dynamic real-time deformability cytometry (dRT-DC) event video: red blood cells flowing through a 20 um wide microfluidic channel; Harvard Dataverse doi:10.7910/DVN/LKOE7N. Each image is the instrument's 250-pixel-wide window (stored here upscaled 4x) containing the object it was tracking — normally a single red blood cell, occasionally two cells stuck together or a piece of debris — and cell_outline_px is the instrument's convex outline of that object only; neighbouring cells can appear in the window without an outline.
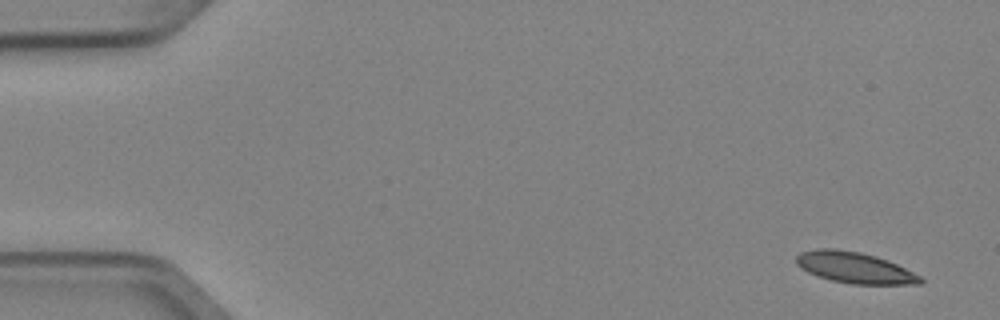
{"species": "Egyptian fruit bat (a non-hibernating species)", "species_latin": "Rousettus aegyptiacus", "temperature_condition": "cold", "stored_images_in_passage": 7, "camera_frame_rate_fps": 3000, "um_per_image_px": 0.085, "animal": {"sex": "female"}, "frame": {"image": 1, "passage_image": 1, "time_ms": 0.0, "image_size_px": [1000, 320], "cell_outline_px": [[924, 280], [920, 284], [852, 284], [832, 280], [808, 272], [800, 268], [796, 264], [796, 256], [800, 252], [820, 248], [836, 248], [860, 252], [876, 256], [888, 260], [920, 276]], "centroid_in_image_um": [72.62, 22.74], "position_along_channel_um": 12.4, "area_um2": 22.37}}
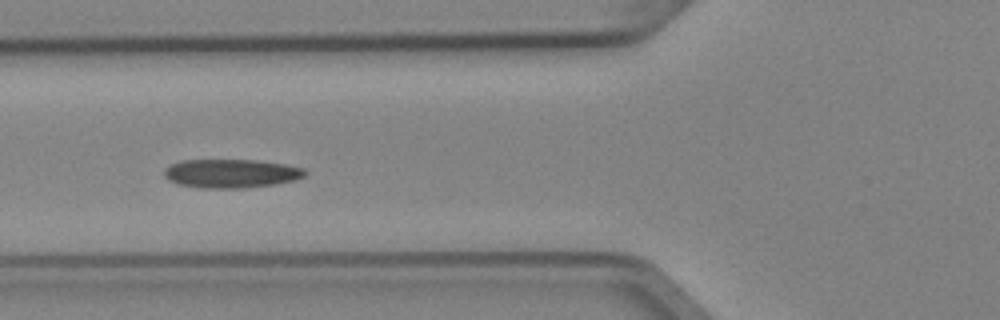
{"frame": {"image": 2, "passage_image": 6, "time_ms": 1.667, "image_size_px": [1000, 320], "cell_outline_px": [[308, 172], [304, 176], [292, 180], [272, 184], [244, 188], [200, 188], [180, 184], [168, 180], [164, 176], [164, 168], [180, 160], [256, 160], [284, 164], [304, 168]], "centroid_in_image_um": [19.61, 14.74], "position_along_channel_um": 106.2, "area_um2": 23.47}}
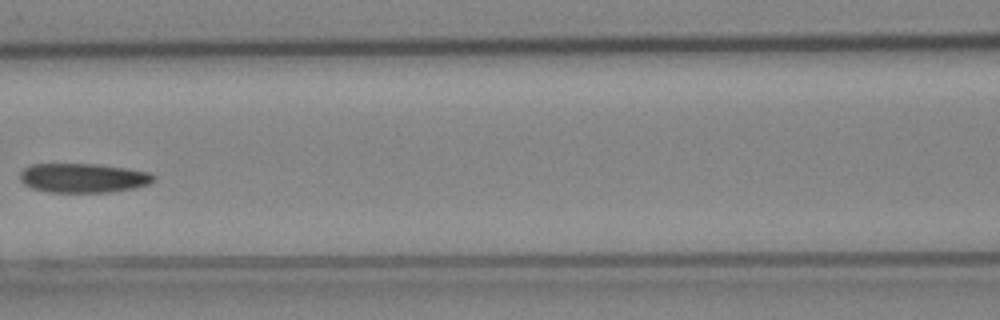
{"frame": {"image": 3, "passage_image": 7, "time_ms": 2.0, "image_size_px": [1000, 320], "cell_outline_px": [[156, 180], [148, 184], [132, 188], [108, 192], [48, 192], [32, 188], [24, 184], [20, 180], [20, 172], [24, 168], [32, 164], [96, 164], [152, 172], [156, 176]], "centroid_in_image_um": [7.08, 15.12], "position_along_channel_um": 159.5, "area_um2": 22.83}}